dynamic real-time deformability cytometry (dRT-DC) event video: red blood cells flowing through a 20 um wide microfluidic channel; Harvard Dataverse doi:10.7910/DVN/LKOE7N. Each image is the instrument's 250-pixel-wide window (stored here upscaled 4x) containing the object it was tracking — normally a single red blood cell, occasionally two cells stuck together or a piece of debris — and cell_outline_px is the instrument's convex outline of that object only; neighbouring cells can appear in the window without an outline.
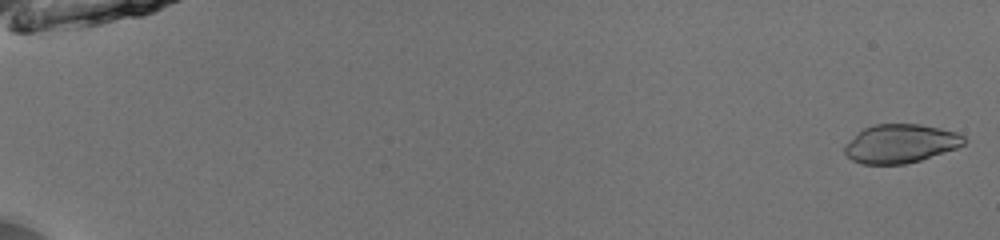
{"species": "common noctule bat (a hibernating species)", "species_latin": "Nyctalus noctula", "temperature_condition": "room temperature", "stored_images_in_passage": 52, "camera_frame_rate_fps": 3000, "um_per_image_px": 0.085, "animal": {"sex": "male", "body_mass_g": 13.0, "forearm_length_mm": 53.1}, "frame": {"image": 1, "passage_image": 1, "time_ms": 0.0, "image_size_px": [1000, 240], "cell_outline_px": [[968, 140], [964, 144], [956, 148], [920, 160], [904, 164], [864, 164], [852, 160], [844, 152], [844, 148], [864, 128], [872, 124], [920, 124], [940, 128], [956, 132], [964, 136]], "centroid_in_image_um": [76.59, 12.2], "position_along_channel_um": 8.4, "area_um2": 26.59}}
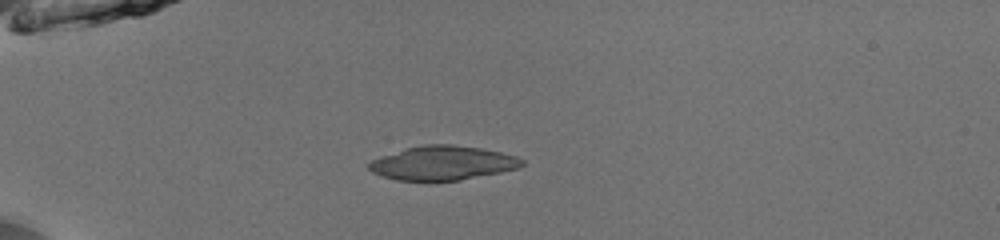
{"frame": {"image": 2, "passage_image": 16, "time_ms": 5.0, "image_size_px": [1000, 240], "cell_outline_px": [[524, 164], [520, 168], [460, 180], [396, 180], [372, 172], [364, 164], [368, 160], [380, 156], [408, 148], [424, 144], [452, 144], [480, 148], [500, 152], [516, 156], [524, 160]], "centroid_in_image_um": [37.6, 13.85], "position_along_channel_um": 47.4, "area_um2": 30.4}}